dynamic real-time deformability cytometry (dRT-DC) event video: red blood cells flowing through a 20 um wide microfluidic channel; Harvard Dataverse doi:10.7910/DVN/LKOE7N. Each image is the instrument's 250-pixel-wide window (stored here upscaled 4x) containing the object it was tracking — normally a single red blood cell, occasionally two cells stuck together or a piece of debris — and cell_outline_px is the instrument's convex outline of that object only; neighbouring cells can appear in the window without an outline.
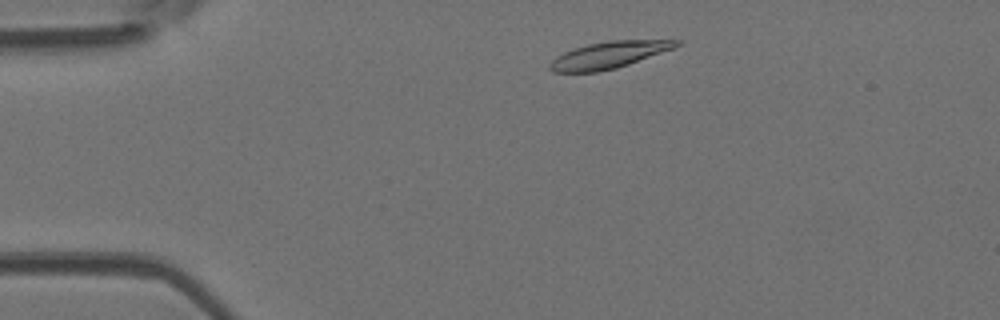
{"species": "Egyptian fruit bat (a non-hibernating species)", "species_latin": "Rousettus aegyptiacus", "temperature_condition": "room temperature", "stored_images_in_passage": 43, "camera_frame_rate_fps": 3000, "um_per_image_px": 0.085, "animal": {"sex": "female"}, "frame": {"image": 1, "passage_image": 1, "time_ms": 0.0, "image_size_px": [1000, 320], "cell_outline_px": [[684, 40], [676, 48], [616, 68], [596, 72], [552, 72], [548, 68], [548, 64], [556, 56], [564, 52], [588, 44], [608, 40]], "centroid_in_image_um": [51.76, 4.67], "position_along_channel_um": 33.2, "area_um2": 19.77}}
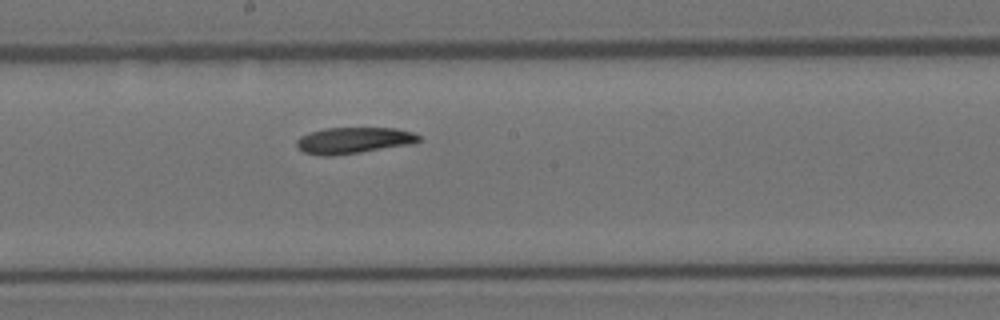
{"frame": {"image": 2, "passage_image": 19, "time_ms": 6.0, "image_size_px": [1000, 320], "cell_outline_px": [[424, 140], [416, 144], [332, 156], [320, 156], [304, 152], [296, 144], [296, 140], [300, 136], [308, 132], [324, 128], [396, 128], [412, 132], [420, 136]], "centroid_in_image_um": [30.1, 11.93], "position_along_channel_um": 218.1, "area_um2": 19.02}}
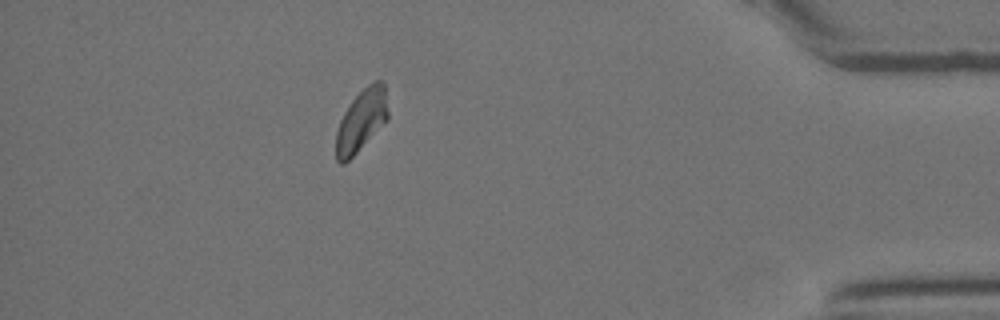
{"frame": {"image": 3, "passage_image": 37, "time_ms": 12.0, "image_size_px": [1000, 320], "cell_outline_px": [[388, 120], [344, 164], [340, 164], [336, 160], [336, 132], [340, 120], [344, 112], [352, 100], [372, 80], [380, 80], [384, 84], [388, 112]], "centroid_in_image_um": [30.71, 10.23], "position_along_channel_um": 404.5, "area_um2": 18.61}, "authors_computed_cell_mechanics": {"area_um2": 19.2474, "velocity_mm_per_s": 3.8783, "shape_relaxation_time_tau1_ms": 5.9505, "shape_relaxation_time_tau2_ms": null, "deformation_change_tau1": 0.1503, "deformation_change_tau2": null}}